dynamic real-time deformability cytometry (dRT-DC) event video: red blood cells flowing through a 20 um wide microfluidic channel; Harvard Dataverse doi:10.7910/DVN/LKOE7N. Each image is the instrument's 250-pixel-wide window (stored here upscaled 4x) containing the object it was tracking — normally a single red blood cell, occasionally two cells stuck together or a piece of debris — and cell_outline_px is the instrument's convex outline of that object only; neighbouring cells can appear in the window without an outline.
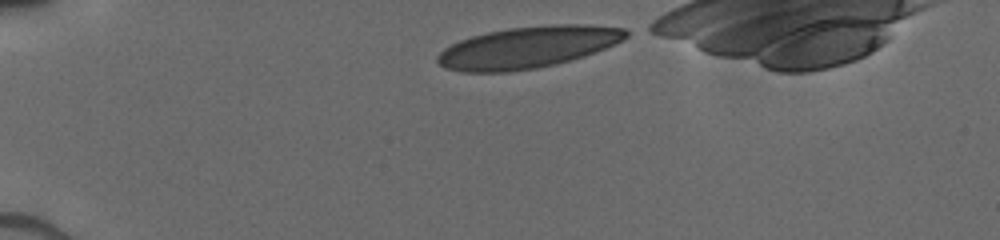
{"species": "human", "species_latin": "Homo sapiens", "temperature_condition": "cold", "stored_images_in_passage": 4, "camera_frame_rate_fps": 3000, "um_per_image_px": 0.085, "donor": {"sex": "male"}, "frame": {"image": 1, "passage_image": 1, "time_ms": 0.0, "image_size_px": [1000, 240], "cell_outline_px": [[632, 32], [628, 36], [604, 48], [556, 64], [536, 68], [508, 72], [464, 72], [444, 68], [436, 60], [436, 56], [444, 48], [460, 40], [472, 36], [488, 32], [508, 28], [548, 24], [588, 24], [624, 28]], "centroid_in_image_um": [44.83, 4.01], "position_along_channel_um": 40.2, "area_um2": 45.49}}
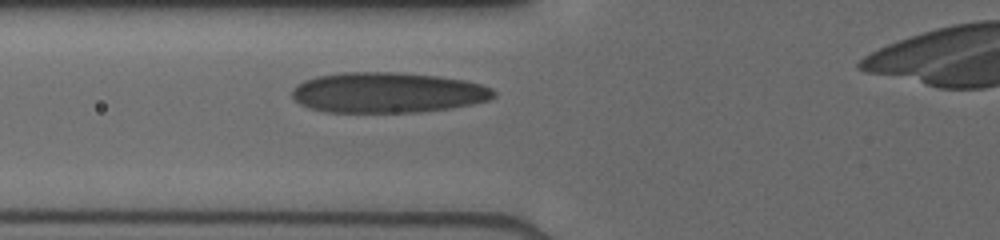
{"frame": {"image": 2, "passage_image": 4, "time_ms": 2.667, "image_size_px": [1000, 240], "cell_outline_px": [[496, 96], [488, 100], [472, 104], [448, 108], [416, 112], [328, 112], [308, 108], [300, 104], [292, 96], [292, 88], [296, 84], [304, 80], [316, 76], [344, 72], [400, 72], [440, 76], [464, 80], [480, 84], [492, 88], [496, 92]], "centroid_in_image_um": [32.93, 7.86], "position_along_channel_um": 92.9, "area_um2": 47.74}}